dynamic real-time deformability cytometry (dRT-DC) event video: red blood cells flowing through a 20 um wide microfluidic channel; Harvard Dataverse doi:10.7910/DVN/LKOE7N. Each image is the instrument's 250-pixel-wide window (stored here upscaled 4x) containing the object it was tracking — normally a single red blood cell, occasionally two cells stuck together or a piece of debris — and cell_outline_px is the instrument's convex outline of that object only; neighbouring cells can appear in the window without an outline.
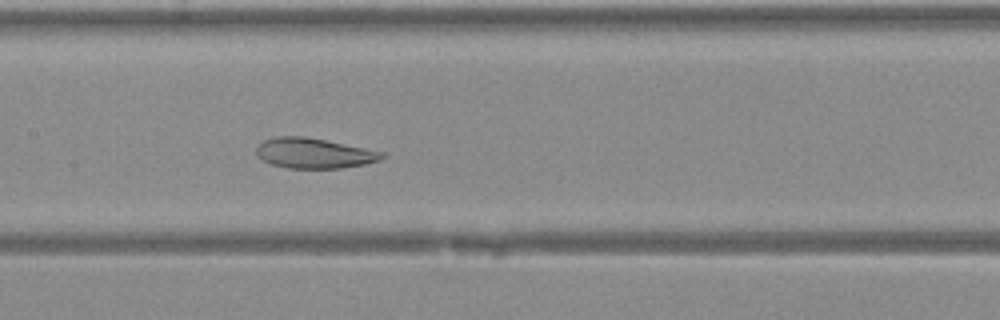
{"species": "Egyptian fruit bat (a non-hibernating species)", "species_latin": "Rousettus aegyptiacus", "temperature_condition": "warm", "stored_images_in_passage": 30, "camera_frame_rate_fps": 3000, "um_per_image_px": 0.085, "animal": {"sex": "female"}, "frame": {"image": 1, "passage_image": 13, "time_ms": 4.0, "image_size_px": [1000, 320], "cell_outline_px": [[384, 156], [380, 160], [364, 164], [340, 168], [288, 168], [272, 164], [260, 160], [256, 156], [256, 148], [264, 140], [276, 136], [304, 136], [384, 152]], "centroid_in_image_um": [26.63, 13.02], "position_along_channel_um": 180.8, "area_um2": 21.96}}
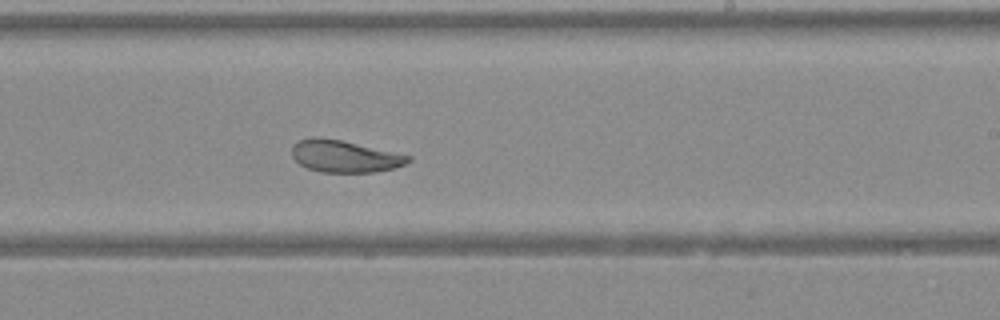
{"frame": {"image": 2, "passage_image": 18, "time_ms": 5.667, "image_size_px": [1000, 320], "cell_outline_px": [[412, 160], [404, 164], [392, 168], [372, 172], [320, 172], [308, 168], [300, 164], [292, 156], [292, 144], [300, 140], [312, 136], [316, 136], [340, 140], [412, 156]], "centroid_in_image_um": [29.25, 13.28], "position_along_channel_um": 259.7, "area_um2": 21.5}}
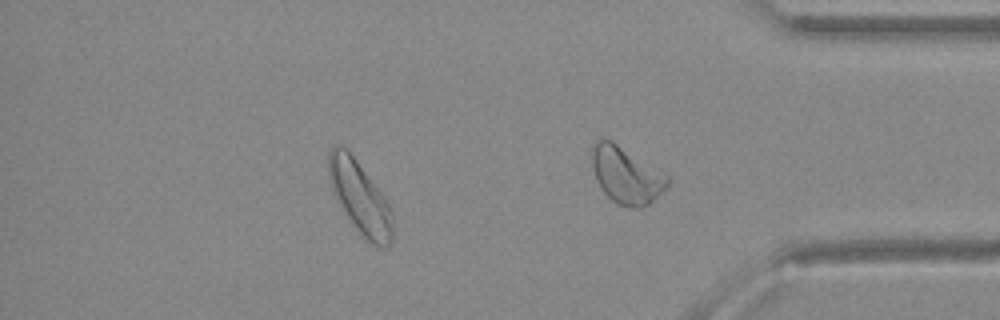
{"frame": {"image": 3, "passage_image": 26, "time_ms": 8.333, "image_size_px": [1000, 320], "cell_outline_px": [[392, 240], [388, 248], [380, 248], [372, 244], [356, 228], [332, 192], [328, 176], [328, 152], [332, 148], [344, 148], [352, 156], [384, 196], [392, 212]], "centroid_in_image_um": [30.61, 16.84], "position_along_channel_um": 404.6, "area_um2": 26.18}}